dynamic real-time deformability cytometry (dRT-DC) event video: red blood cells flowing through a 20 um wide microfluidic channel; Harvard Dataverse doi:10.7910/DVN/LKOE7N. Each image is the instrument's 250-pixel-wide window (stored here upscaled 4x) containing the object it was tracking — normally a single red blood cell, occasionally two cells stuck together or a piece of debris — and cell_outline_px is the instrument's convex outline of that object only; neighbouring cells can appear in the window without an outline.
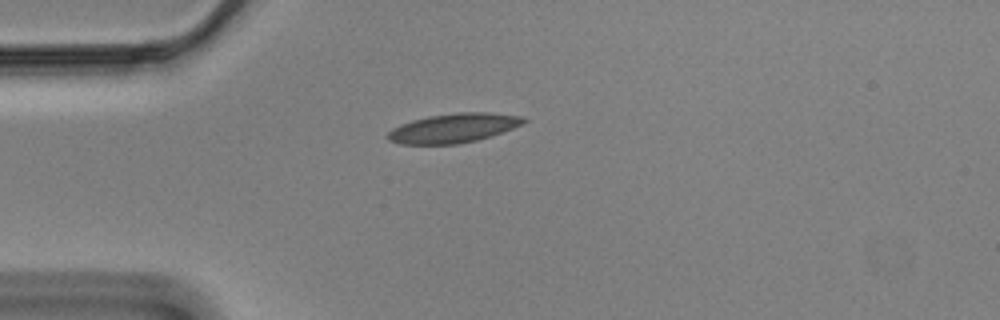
{"species": "Egyptian fruit bat (a non-hibernating species)", "species_latin": "Rousettus aegyptiacus", "temperature_condition": "cold", "stored_images_in_passage": 43, "camera_frame_rate_fps": 3000, "um_per_image_px": 0.085, "animal": {"sex": "male"}, "frame": {"image": 1, "passage_image": 1, "time_ms": 0.0, "image_size_px": [1000, 320], "cell_outline_px": [[528, 120], [524, 124], [492, 136], [476, 140], [456, 144], [400, 144], [388, 140], [384, 136], [392, 128], [400, 124], [412, 120], [428, 116], [456, 112], [488, 112], [524, 116]], "centroid_in_image_um": [38.55, 10.88], "position_along_channel_um": 46.4, "area_um2": 23.47}}
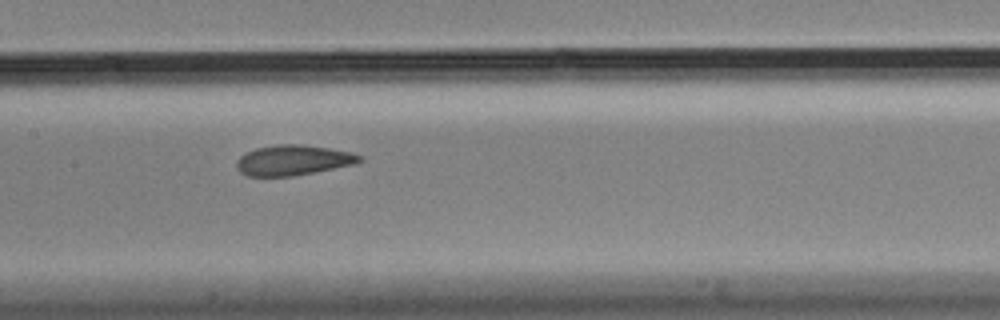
{"frame": {"image": 2, "passage_image": 14, "time_ms": 4.333, "image_size_px": [1000, 320], "cell_outline_px": [[364, 160], [356, 164], [292, 176], [248, 176], [240, 172], [236, 168], [236, 160], [240, 156], [256, 148], [280, 144], [300, 144], [328, 148], [352, 152], [364, 156]], "centroid_in_image_um": [24.95, 13.62], "position_along_channel_um": 182.5, "area_um2": 21.73}}
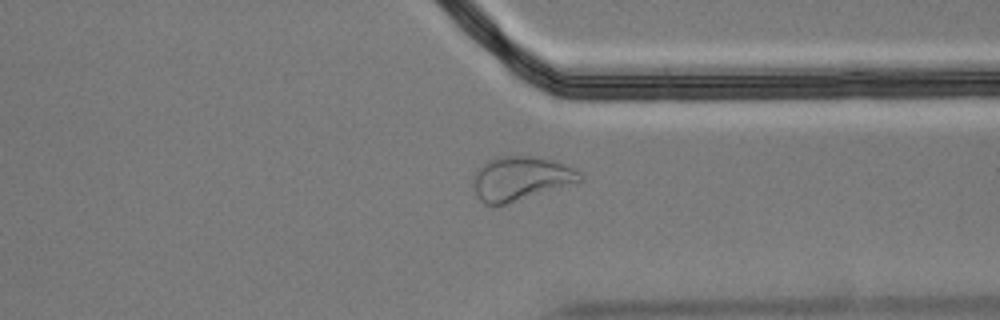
{"frame": {"image": 3, "passage_image": 30, "time_ms": 9.667, "image_size_px": [1000, 320], "cell_outline_px": [[584, 180], [496, 208], [492, 208], [484, 204], [476, 196], [472, 180], [476, 168], [488, 160], [496, 156], [532, 156], [556, 160], [580, 172], [584, 176]], "centroid_in_image_um": [44.21, 15.2], "position_along_channel_um": 367.2, "area_um2": 28.09}, "authors_computed_cell_mechanics": {"area_um2": 22.542, "velocity_mm_per_s": 3.473, "shape_relaxation_time_tau1_ms": null, "shape_relaxation_time_tau2_ms": 1.5591, "deformation_change_tau1": null, "deformation_change_tau2": 0.0621}}